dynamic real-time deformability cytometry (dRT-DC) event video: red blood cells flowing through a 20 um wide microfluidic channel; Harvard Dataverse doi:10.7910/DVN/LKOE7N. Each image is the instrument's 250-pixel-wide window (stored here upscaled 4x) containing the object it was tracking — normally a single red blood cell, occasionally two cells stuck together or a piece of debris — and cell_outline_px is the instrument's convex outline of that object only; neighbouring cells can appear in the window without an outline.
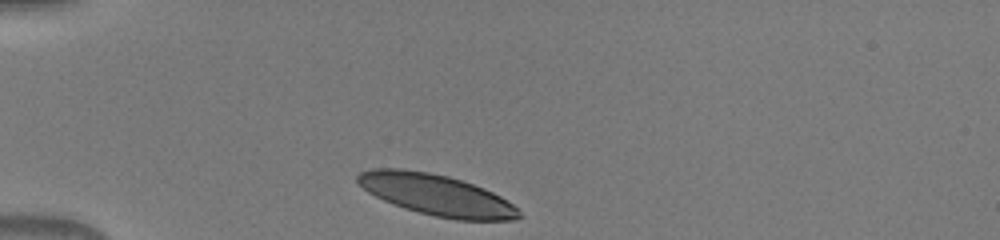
{"species": "human", "species_latin": "Homo sapiens", "temperature_condition": "warm", "stored_images_in_passage": 32, "camera_frame_rate_fps": 3000, "um_per_image_px": 0.085, "donor": {"sex": "male"}, "frame": {"image": 1, "passage_image": 1, "time_ms": 0.0, "image_size_px": [1000, 240], "cell_outline_px": [[524, 216], [516, 220], [456, 220], [436, 216], [404, 208], [392, 204], [368, 192], [356, 180], [356, 176], [360, 172], [372, 168], [400, 168], [428, 172], [448, 176], [484, 188], [500, 196], [512, 204]], "centroid_in_image_um": [37.1, 16.57], "position_along_channel_um": 47.9, "area_um2": 38.44}}
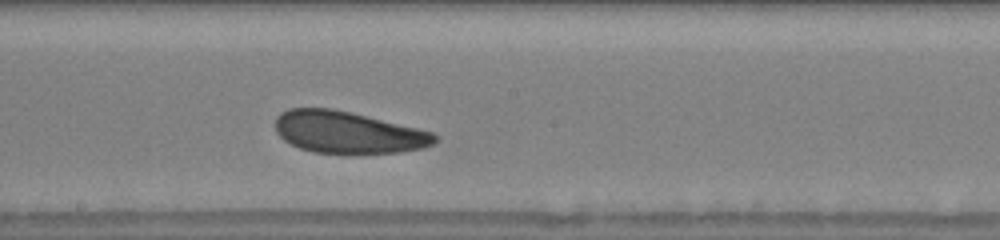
{"frame": {"image": 2, "passage_image": 16, "time_ms": 5.0, "image_size_px": [1000, 240], "cell_outline_px": [[436, 140], [432, 144], [424, 148], [400, 152], [312, 152], [300, 148], [284, 140], [276, 132], [276, 116], [280, 112], [288, 108], [328, 108], [352, 112], [432, 132], [436, 136]], "centroid_in_image_um": [29.53, 11.23], "position_along_channel_um": 218.7, "area_um2": 38.38}}
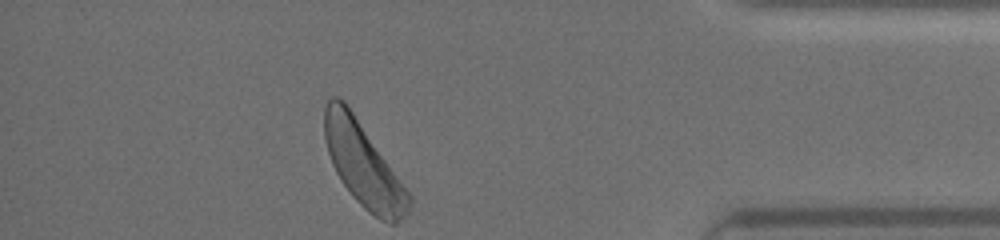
{"frame": {"image": 3, "passage_image": 32, "time_ms": 10.333, "image_size_px": [1000, 240], "cell_outline_px": [[412, 204], [408, 212], [396, 224], [388, 224], [380, 220], [368, 212], [352, 196], [340, 180], [332, 164], [324, 140], [324, 108], [328, 100], [332, 96], [336, 96], [344, 100], [412, 196]], "centroid_in_image_um": [30.87, 14.03], "position_along_channel_um": 404.3, "area_um2": 41.04}}